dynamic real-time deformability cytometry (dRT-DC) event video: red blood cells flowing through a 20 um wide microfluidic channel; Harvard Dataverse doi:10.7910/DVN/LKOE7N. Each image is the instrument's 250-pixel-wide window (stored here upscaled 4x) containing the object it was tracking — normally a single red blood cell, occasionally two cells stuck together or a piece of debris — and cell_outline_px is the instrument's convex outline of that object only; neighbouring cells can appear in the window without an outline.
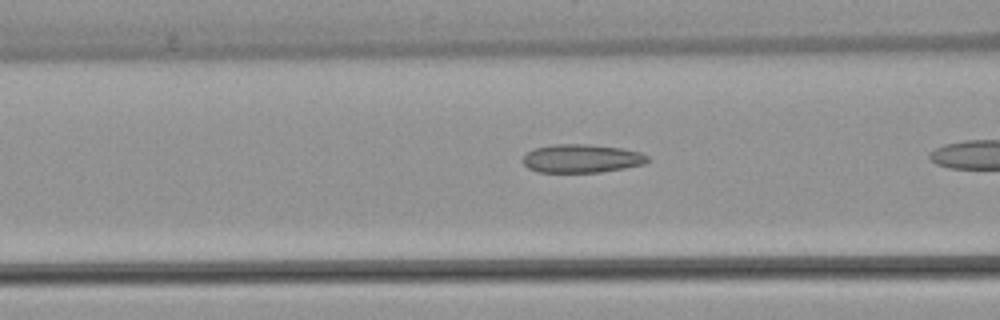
{"species": "common noctule bat (a hibernating species)", "species_latin": "Nyctalus noctula", "temperature_condition": "warm", "stored_images_in_passage": 13, "camera_frame_rate_fps": 3000, "um_per_image_px": 0.085, "animal": {"sex": "female", "body_mass_g": 22.7, "forearm_length_mm": 54.2}, "frame": {"image": 1, "passage_image": 6, "time_ms": 1.667, "image_size_px": [1000, 320], "cell_outline_px": [[652, 160], [644, 164], [624, 168], [600, 172], [540, 172], [528, 168], [520, 160], [532, 148], [552, 144], [588, 144], [624, 148], [640, 152], [648, 156]], "centroid_in_image_um": [49.45, 13.46], "position_along_channel_um": 117.2, "area_um2": 20.92}}